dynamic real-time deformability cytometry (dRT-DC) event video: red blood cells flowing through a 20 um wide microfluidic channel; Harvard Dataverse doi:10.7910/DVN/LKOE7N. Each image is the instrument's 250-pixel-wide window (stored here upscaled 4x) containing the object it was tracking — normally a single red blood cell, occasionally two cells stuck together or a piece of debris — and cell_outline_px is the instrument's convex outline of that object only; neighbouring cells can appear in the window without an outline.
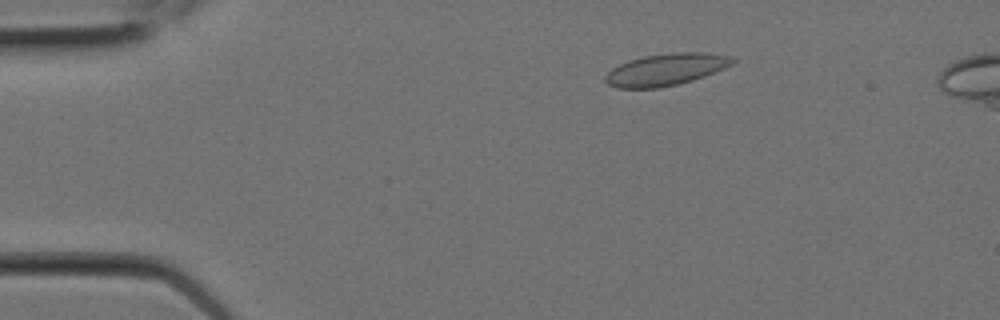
{"species": "Egyptian fruit bat (a non-hibernating species)", "species_latin": "Rousettus aegyptiacus", "temperature_condition": "room temperature", "stored_images_in_passage": 9, "camera_frame_rate_fps": 3000, "um_per_image_px": 0.085, "animal": {"sex": "female"}, "frame": {"image": 1, "passage_image": 4, "time_ms": 1.0, "image_size_px": [1000, 320], "cell_outline_px": [[736, 60], [732, 64], [724, 68], [704, 76], [692, 80], [676, 84], [656, 88], [616, 88], [608, 84], [604, 80], [604, 76], [612, 68], [628, 60], [644, 56], [672, 52], [708, 52], [728, 56]], "centroid_in_image_um": [56.57, 5.9], "position_along_channel_um": 28.4, "area_um2": 23.58}}
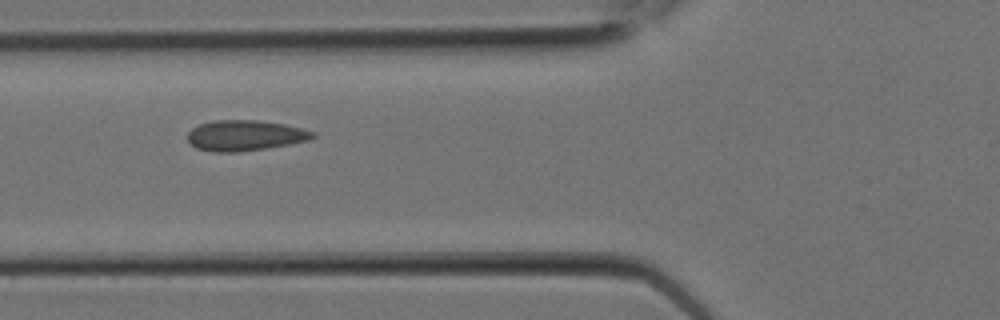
{"frame": {"image": 2, "passage_image": 8, "time_ms": 2.333, "image_size_px": [1000, 320], "cell_outline_px": [[316, 136], [308, 140], [268, 148], [240, 152], [212, 152], [196, 148], [188, 140], [188, 132], [192, 128], [200, 124], [216, 120], [256, 120], [284, 124], [316, 132]], "centroid_in_image_um": [20.82, 11.52], "position_along_channel_um": 105.0, "area_um2": 22.25}}
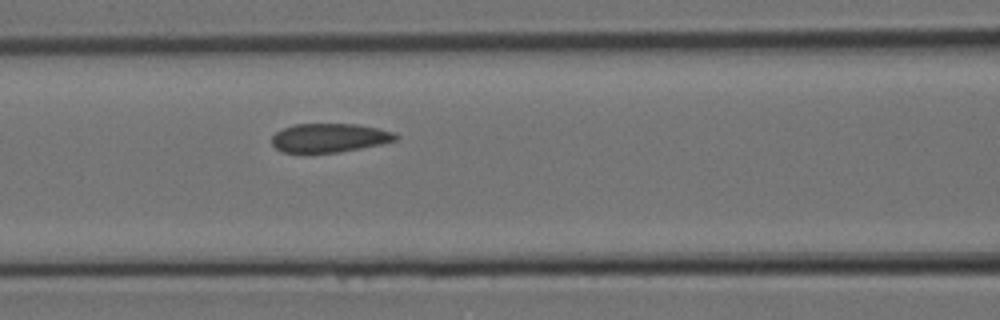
{"frame": {"image": 3, "passage_image": 9, "time_ms": 2.667, "image_size_px": [1000, 320], "cell_outline_px": [[400, 136], [396, 140], [380, 144], [340, 152], [280, 152], [272, 144], [272, 136], [276, 132], [284, 128], [296, 124], [356, 124], [376, 128], [392, 132]], "centroid_in_image_um": [27.98, 11.71], "position_along_channel_um": 138.6, "area_um2": 20.58}}